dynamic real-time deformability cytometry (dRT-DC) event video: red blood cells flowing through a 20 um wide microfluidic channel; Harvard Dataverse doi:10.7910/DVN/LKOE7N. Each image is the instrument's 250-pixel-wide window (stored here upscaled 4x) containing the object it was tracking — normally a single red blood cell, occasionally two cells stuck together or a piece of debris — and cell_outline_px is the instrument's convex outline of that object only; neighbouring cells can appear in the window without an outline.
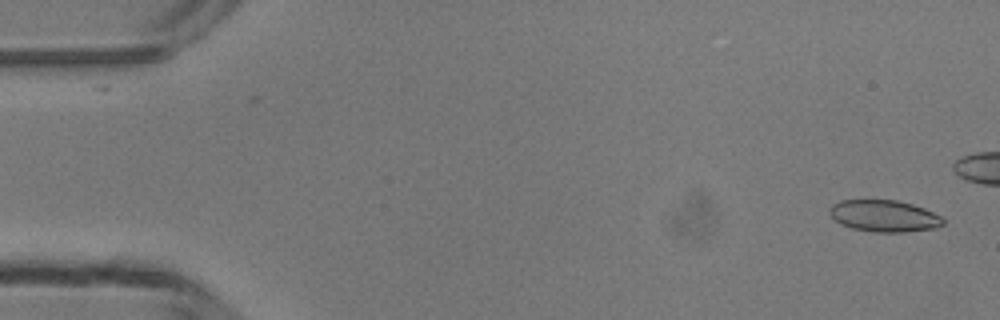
{"species": "common noctule bat (a hibernating species)", "species_latin": "Nyctalus noctula", "temperature_condition": "room temperature", "stored_images_in_passage": 39, "camera_frame_rate_fps": 3000, "um_per_image_px": 0.085, "animal": {"sex": "male", "body_mass_g": 13.3}, "frame": {"image": 1, "passage_image": 1, "time_ms": 0.0, "image_size_px": [1000, 320], "cell_outline_px": [[944, 224], [936, 228], [904, 232], [872, 232], [852, 228], [840, 224], [828, 212], [828, 208], [832, 204], [840, 200], [896, 200], [912, 204], [924, 208], [940, 216], [944, 220]], "centroid_in_image_um": [75.13, 18.35], "position_along_channel_um": 9.9, "area_um2": 21.04}}
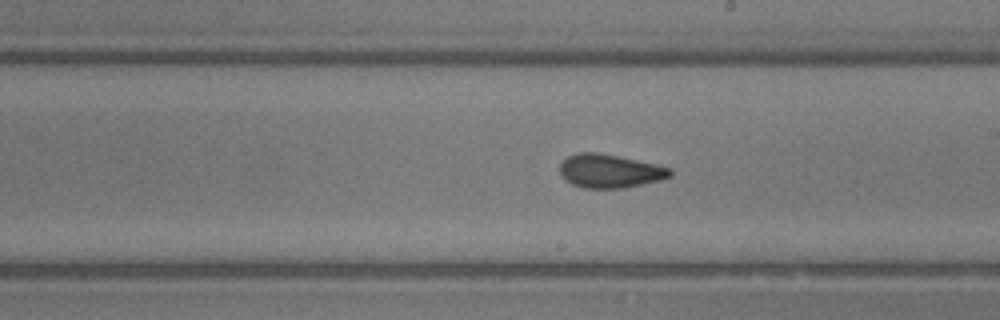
{"frame": {"image": 2, "passage_image": 27, "time_ms": 8.667, "image_size_px": [1000, 320], "cell_outline_px": [[672, 176], [660, 180], [624, 188], [584, 188], [572, 184], [564, 180], [560, 172], [560, 164], [568, 156], [576, 152], [596, 152], [656, 164], [672, 168]], "centroid_in_image_um": [51.83, 14.54], "position_along_channel_um": 237.2, "area_um2": 21.56}}
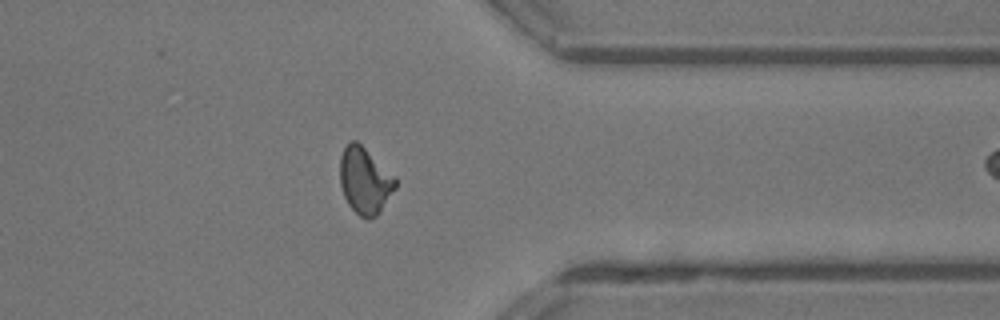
{"frame": {"image": 3, "passage_image": 38, "time_ms": 12.333, "image_size_px": [1000, 320], "cell_outline_px": [[396, 188], [380, 212], [376, 216], [368, 220], [360, 216], [348, 204], [344, 196], [340, 184], [340, 156], [344, 148], [352, 140], [356, 140], [396, 176]], "centroid_in_image_um": [31.02, 15.36], "position_along_channel_um": 380.4, "area_um2": 21.56}}